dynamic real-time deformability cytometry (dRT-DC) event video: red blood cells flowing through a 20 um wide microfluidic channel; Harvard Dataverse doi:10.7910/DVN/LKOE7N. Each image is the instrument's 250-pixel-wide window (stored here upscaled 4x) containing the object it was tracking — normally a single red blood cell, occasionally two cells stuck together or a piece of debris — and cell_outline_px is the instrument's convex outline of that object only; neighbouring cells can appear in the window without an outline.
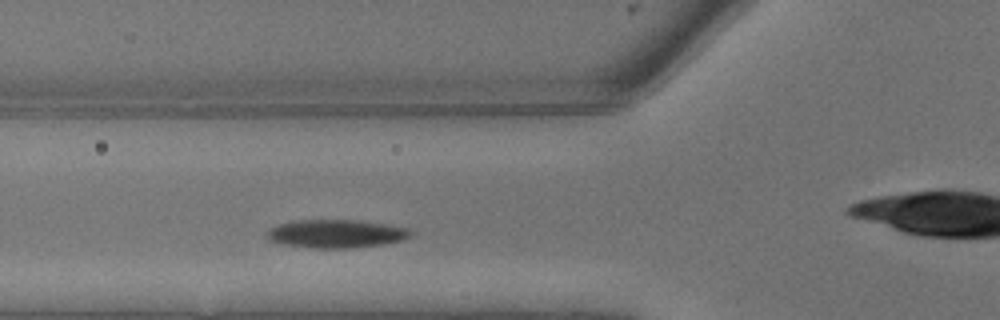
{"species": "common noctule bat (a hibernating species)", "species_latin": "Nyctalus noctula", "temperature_condition": "warm", "stored_images_in_passage": 7, "camera_frame_rate_fps": 3000, "um_per_image_px": 0.085, "animal": {"sex": "male", "body_mass_g": 13.3}, "frame": {"image": 1, "passage_image": 6, "time_ms": 1.667, "image_size_px": [1000, 320], "cell_outline_px": [[412, 236], [404, 240], [380, 244], [348, 248], [312, 248], [284, 244], [268, 240], [264, 236], [264, 232], [268, 228], [276, 224], [296, 220], [360, 220], [388, 224], [408, 228], [412, 232]], "centroid_in_image_um": [28.52, 19.85], "position_along_channel_um": 97.3, "area_um2": 23.99}}